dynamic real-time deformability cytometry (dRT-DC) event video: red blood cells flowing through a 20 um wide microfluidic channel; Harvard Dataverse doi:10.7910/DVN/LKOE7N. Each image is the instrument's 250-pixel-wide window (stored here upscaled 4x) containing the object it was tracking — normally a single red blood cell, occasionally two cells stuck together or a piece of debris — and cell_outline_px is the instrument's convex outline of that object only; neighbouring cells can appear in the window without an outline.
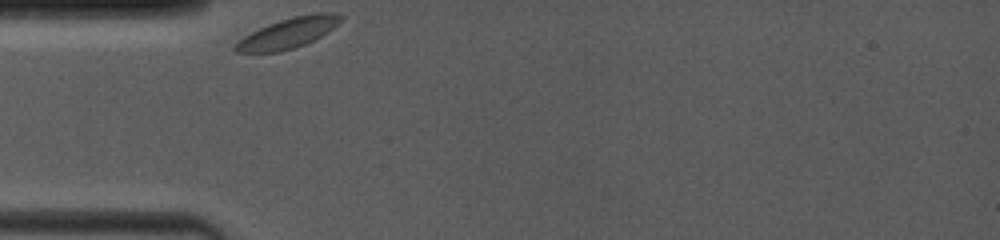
{"species": "common noctule bat (a hibernating species)", "species_latin": "Nyctalus noctula", "temperature_condition": "room temperature", "stored_images_in_passage": 21, "camera_frame_rate_fps": 4000, "um_per_image_px": 0.085, "animal": {"sex": "female", "body_mass_g": 19.0, "forearm_length_mm": 53.3}, "frame": {"image": 1, "passage_image": 1, "time_ms": 0.0, "image_size_px": [1000, 240], "cell_outline_px": [[344, 16], [328, 32], [304, 44], [280, 52], [236, 52], [232, 48], [244, 36], [268, 24], [292, 16], [316, 12], [336, 12]], "centroid_in_image_um": [24.51, 2.79], "position_along_channel_um": 60.5, "area_um2": 18.38}}
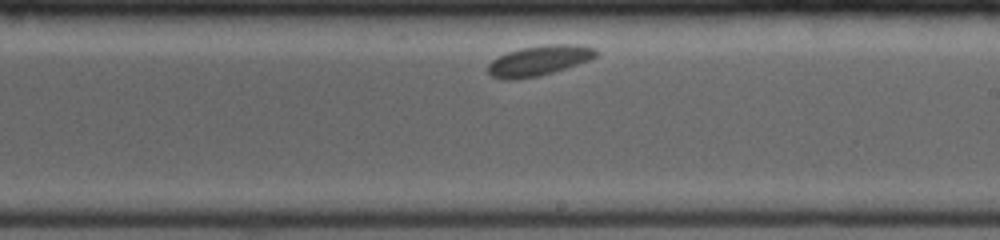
{"frame": {"image": 2, "passage_image": 12, "time_ms": 5.25, "image_size_px": [1000, 240], "cell_outline_px": [[600, 52], [596, 56], [588, 60], [540, 76], [512, 80], [504, 80], [492, 76], [488, 72], [488, 64], [492, 60], [508, 52], [520, 48], [548, 44], [576, 44], [596, 48]], "centroid_in_image_um": [45.82, 5.14], "position_along_channel_um": 243.2, "area_um2": 18.9}}
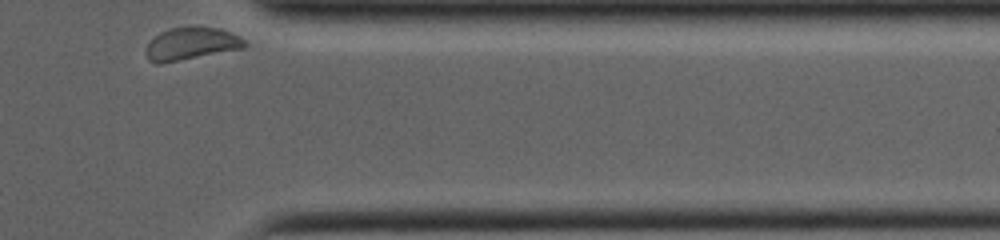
{"frame": {"image": 3, "passage_image": 21, "time_ms": 9.5, "image_size_px": [1000, 240], "cell_outline_px": [[248, 44], [244, 48], [160, 64], [156, 64], [148, 60], [144, 52], [148, 44], [160, 32], [168, 28], [196, 24], [220, 28], [232, 32], [240, 36]], "centroid_in_image_um": [16.26, 3.68], "position_along_channel_um": 395.1, "area_um2": 19.31}}